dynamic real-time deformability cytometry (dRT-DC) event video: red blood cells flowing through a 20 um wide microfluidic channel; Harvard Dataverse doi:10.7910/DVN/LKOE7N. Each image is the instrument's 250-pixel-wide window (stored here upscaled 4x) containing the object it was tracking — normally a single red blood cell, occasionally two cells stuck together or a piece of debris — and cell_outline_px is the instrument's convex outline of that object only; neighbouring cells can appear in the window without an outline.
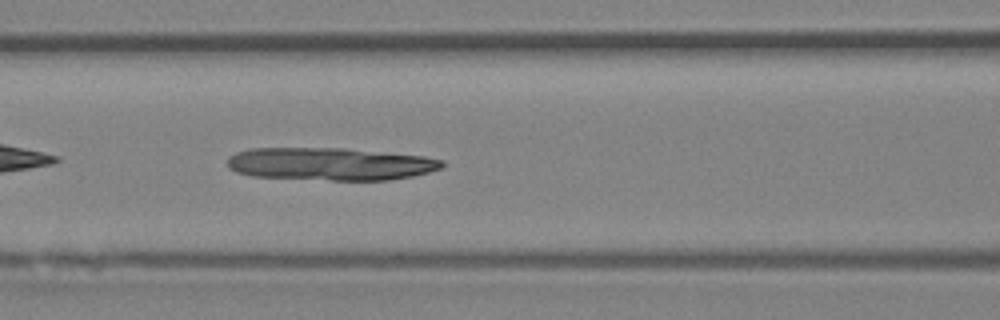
{"species": "Egyptian fruit bat (a non-hibernating species)", "species_latin": "Rousettus aegyptiacus", "temperature_condition": "room temperature", "stored_images_in_passage": 48, "camera_frame_rate_fps": 3000, "um_per_image_px": 0.085, "animal": {"sex": "female"}, "frame": {"image": 1, "passage_image": 20, "time_ms": 6.333, "image_size_px": [1000, 320], "cell_outline_px": [[444, 164], [440, 168], [428, 172], [412, 176], [388, 180], [332, 180], [252, 176], [236, 172], [228, 168], [228, 156], [236, 152], [248, 148], [344, 148], [424, 156], [444, 160]], "centroid_in_image_um": [28.04, 13.93], "position_along_channel_um": 138.6, "area_um2": 40.92}}
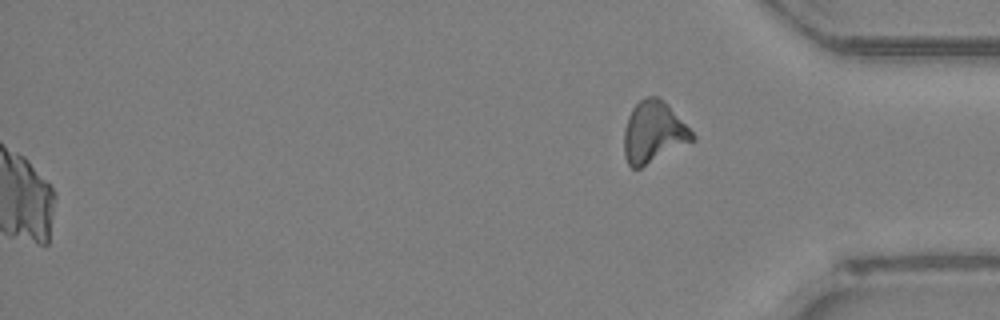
{"frame": {"image": 2, "passage_image": 48, "time_ms": 15.667, "image_size_px": [1000, 320], "cell_outline_px": [[696, 140], [640, 168], [632, 168], [628, 164], [624, 156], [624, 128], [628, 116], [632, 108], [640, 100], [648, 96], [660, 96], [668, 104], [696, 136]], "centroid_in_image_um": [55.55, 11.23], "position_along_channel_um": 379.6, "area_um2": 24.62}}